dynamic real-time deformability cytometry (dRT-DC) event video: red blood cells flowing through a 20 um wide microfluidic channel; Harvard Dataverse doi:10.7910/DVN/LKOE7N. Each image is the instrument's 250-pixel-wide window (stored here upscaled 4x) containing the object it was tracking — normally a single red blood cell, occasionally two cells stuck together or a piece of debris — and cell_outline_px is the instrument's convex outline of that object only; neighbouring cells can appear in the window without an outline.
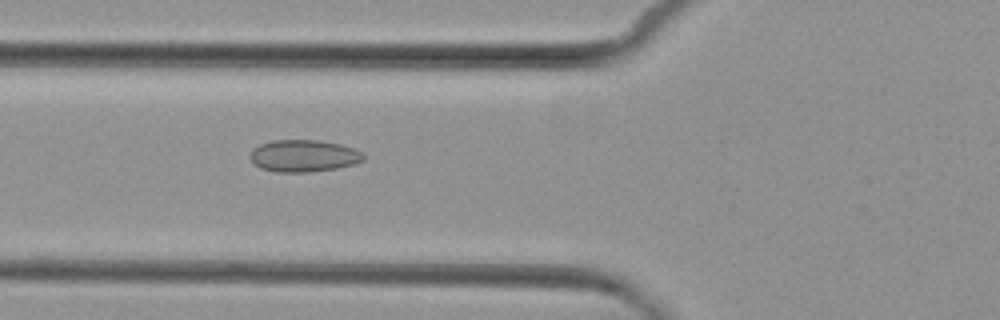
{"species": "common noctule bat (a hibernating species)", "species_latin": "Nyctalus noctula", "temperature_condition": "cold", "stored_images_in_passage": 2, "camera_frame_rate_fps": 3000, "um_per_image_px": 0.085, "animal": {"sex": "female", "body_mass_g": 29.2, "forearm_length_mm": 56.3}, "frame": {"image": 1, "passage_image": 2, "time_ms": 1.0, "image_size_px": [1000, 320], "cell_outline_px": [[364, 160], [352, 164], [336, 168], [312, 172], [276, 172], [260, 168], [248, 156], [252, 148], [260, 144], [272, 140], [316, 140], [340, 144], [364, 152]], "centroid_in_image_um": [25.79, 13.24], "position_along_channel_um": 100.0, "area_um2": 21.21}}